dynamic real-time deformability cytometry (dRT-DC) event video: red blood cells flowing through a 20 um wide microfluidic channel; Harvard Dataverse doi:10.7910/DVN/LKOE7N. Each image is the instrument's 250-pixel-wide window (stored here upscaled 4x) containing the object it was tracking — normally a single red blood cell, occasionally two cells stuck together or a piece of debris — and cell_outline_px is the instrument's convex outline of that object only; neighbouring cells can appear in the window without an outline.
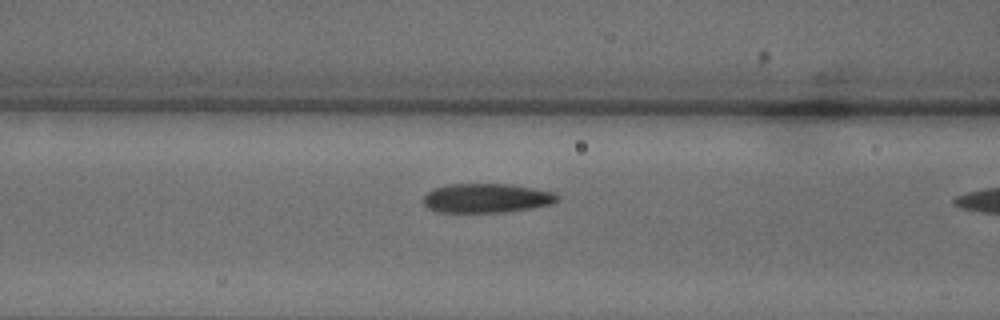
{"species": "common noctule bat (a hibernating species)", "species_latin": "Nyctalus noctula", "temperature_condition": "warm", "stored_images_in_passage": 15, "camera_frame_rate_fps": 3000, "um_per_image_px": 0.085, "animal": {"sex": "male", "body_mass_g": 18.8}, "frame": {"image": 1, "passage_image": 14, "time_ms": 4.333, "image_size_px": [1000, 320], "cell_outline_px": [[560, 196], [552, 204], [532, 208], [504, 212], [436, 212], [428, 208], [424, 204], [424, 196], [432, 188], [452, 184], [512, 184], [556, 192]], "centroid_in_image_um": [41.38, 16.84], "position_along_channel_um": 125.2, "area_um2": 22.95}}